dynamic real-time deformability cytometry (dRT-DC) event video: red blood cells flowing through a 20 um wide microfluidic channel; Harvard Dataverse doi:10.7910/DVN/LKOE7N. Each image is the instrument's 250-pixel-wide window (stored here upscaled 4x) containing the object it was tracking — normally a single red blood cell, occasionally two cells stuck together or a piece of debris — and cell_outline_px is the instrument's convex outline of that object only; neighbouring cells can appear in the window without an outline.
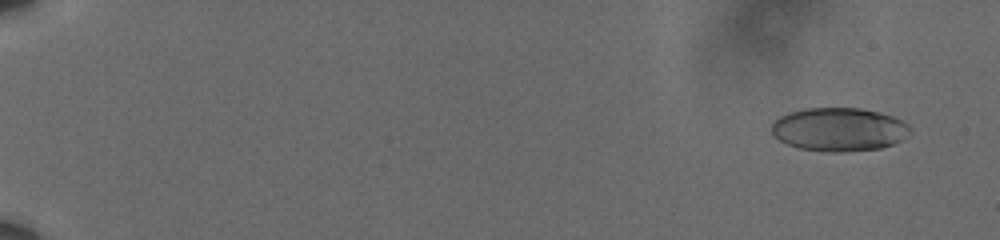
{"species": "human", "species_latin": "Homo sapiens", "temperature_condition": "cold", "stored_images_in_passage": 58, "camera_frame_rate_fps": 3000, "um_per_image_px": 0.085, "donor": {"sex": "male"}, "frame": {"image": 1, "passage_image": 5, "time_ms": 1.333, "image_size_px": [1000, 240], "cell_outline_px": [[912, 132], [900, 140], [892, 144], [880, 148], [840, 152], [828, 152], [796, 148], [772, 136], [772, 124], [780, 116], [788, 112], [804, 108], [860, 108], [880, 112], [892, 116], [908, 124], [912, 128]], "centroid_in_image_um": [71.31, 11.0], "position_along_channel_um": 13.7, "area_um2": 35.26}}
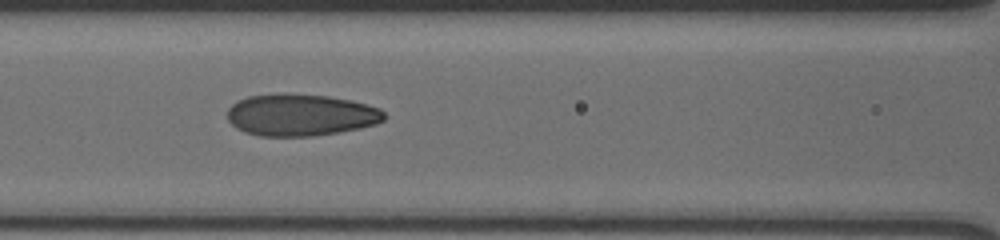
{"frame": {"image": 2, "passage_image": 30, "time_ms": 9.667, "image_size_px": [1000, 240], "cell_outline_px": [[384, 120], [376, 124], [360, 128], [312, 136], [260, 136], [244, 132], [236, 128], [228, 120], [228, 108], [232, 104], [248, 96], [280, 92], [328, 96], [352, 100], [380, 108], [384, 112]], "centroid_in_image_um": [25.54, 9.76], "position_along_channel_um": 141.1, "area_um2": 38.49}}
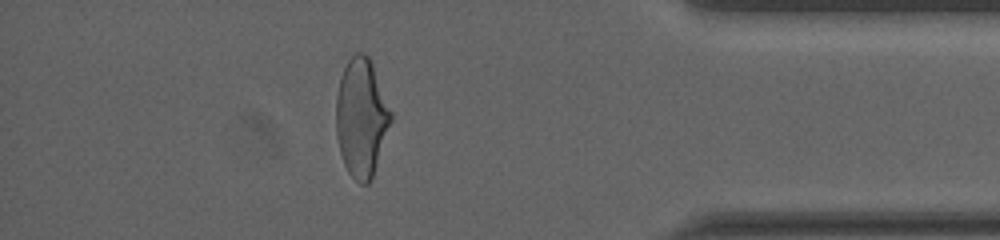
{"frame": {"image": 3, "passage_image": 52, "time_ms": 17.0, "image_size_px": [1000, 240], "cell_outline_px": [[392, 120], [372, 176], [368, 184], [360, 184], [348, 172], [344, 164], [340, 152], [336, 136], [336, 96], [340, 80], [344, 68], [348, 60], [356, 52], [364, 52], [368, 56], [372, 64], [392, 112]], "centroid_in_image_um": [30.71, 9.99], "position_along_channel_um": 404.5, "area_um2": 37.45}, "authors_computed_cell_mechanics": {"area_um2": 37.0787, "velocity_mm_per_s": 3.6195, "shape_relaxation_time_tau1_ms": 5.8254, "shape_relaxation_time_tau2_ms": 1.2135, "deformation_change_tau1": 0.1756, "deformation_change_tau2": 0.0745}}